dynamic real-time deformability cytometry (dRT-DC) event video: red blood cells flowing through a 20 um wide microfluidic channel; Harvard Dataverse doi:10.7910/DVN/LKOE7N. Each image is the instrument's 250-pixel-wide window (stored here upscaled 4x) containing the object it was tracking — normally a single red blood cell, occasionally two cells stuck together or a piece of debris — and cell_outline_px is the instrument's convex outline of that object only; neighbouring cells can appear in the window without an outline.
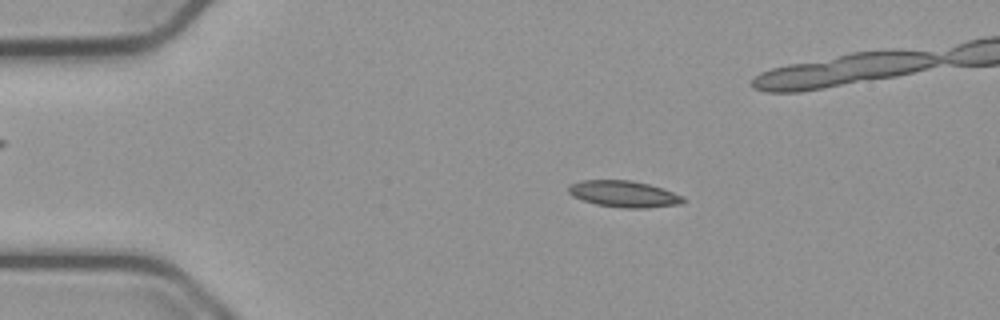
{"species": "common noctule bat (a hibernating species)", "species_latin": "Nyctalus noctula", "temperature_condition": "cold", "stored_images_in_passage": 48, "camera_frame_rate_fps": 3000, "um_per_image_px": 0.085, "animal": {"sex": "male", "body_mass_g": 23.1, "forearm_length_mm": 52.7}, "frame": {"image": 1, "passage_image": 3, "time_ms": 0.667, "image_size_px": [1000, 320], "cell_outline_px": [[684, 200], [680, 204], [648, 208], [624, 208], [596, 204], [572, 196], [568, 192], [568, 188], [572, 184], [580, 180], [632, 180], [664, 188], [684, 196]], "centroid_in_image_um": [53.05, 16.48], "position_along_channel_um": 31.9, "area_um2": 17.69}}
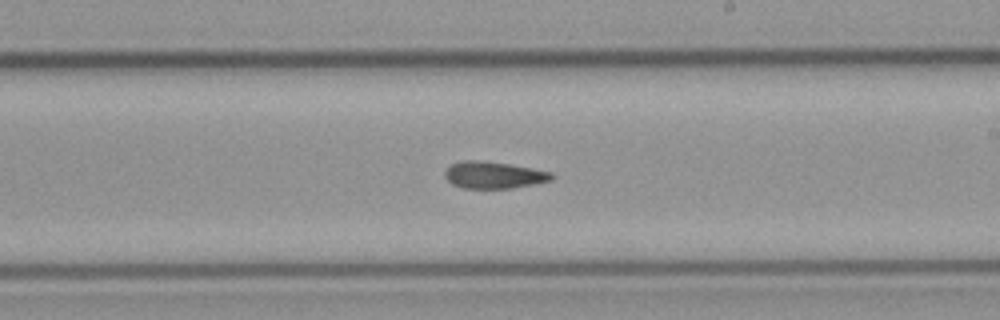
{"frame": {"image": 2, "passage_image": 24, "time_ms": 7.667, "image_size_px": [1000, 320], "cell_outline_px": [[552, 180], [512, 188], [464, 188], [452, 184], [444, 176], [444, 172], [452, 164], [464, 160], [476, 160], [508, 164], [532, 168], [552, 172]], "centroid_in_image_um": [41.95, 14.88], "position_along_channel_um": 247.1, "area_um2": 16.47}}
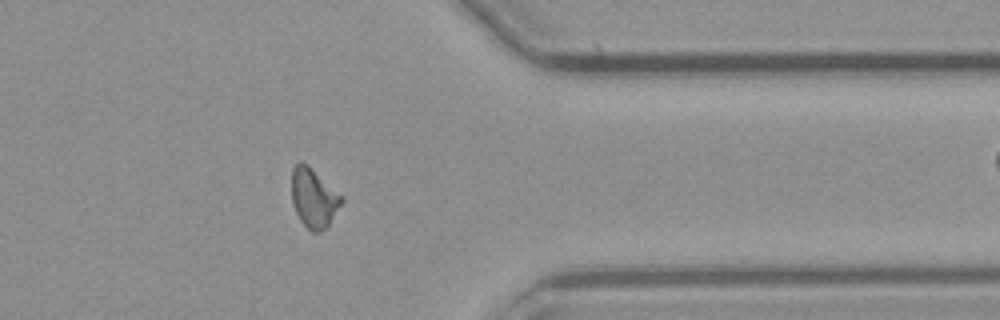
{"frame": {"image": 3, "passage_image": 36, "time_ms": 11.667, "image_size_px": [1000, 320], "cell_outline_px": [[344, 200], [328, 224], [320, 232], [312, 232], [300, 220], [292, 204], [292, 168], [300, 160], [308, 164]], "centroid_in_image_um": [26.62, 16.81], "position_along_channel_um": 384.8, "area_um2": 16.76}, "authors_computed_cell_mechanics": {"area_um2": 17.0221, "velocity_mm_per_s": 3.7728, "shape_relaxation_time_tau1_ms": null, "shape_relaxation_time_tau2_ms": 4.7664, "deformation_change_tau1": null, "deformation_change_tau2": 0.115}}